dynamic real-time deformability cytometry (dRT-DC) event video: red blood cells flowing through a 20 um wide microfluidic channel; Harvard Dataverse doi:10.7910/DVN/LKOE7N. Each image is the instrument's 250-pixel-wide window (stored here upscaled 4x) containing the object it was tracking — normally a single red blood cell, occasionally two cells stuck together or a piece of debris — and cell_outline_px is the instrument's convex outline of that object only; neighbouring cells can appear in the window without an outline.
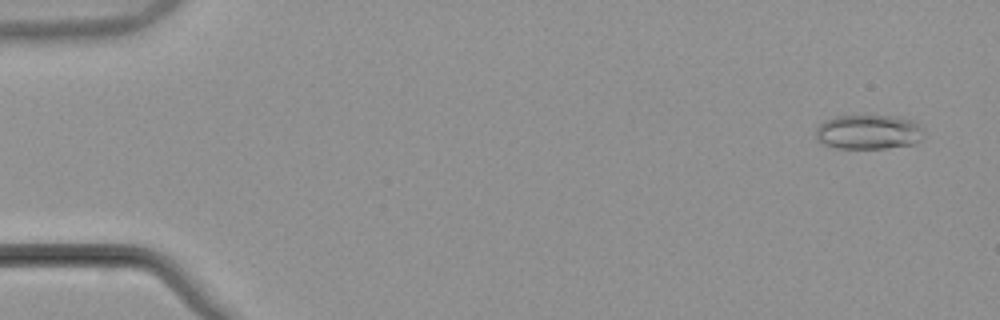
{"species": "common noctule bat (a hibernating species)", "species_latin": "Nyctalus noctula", "temperature_condition": "warm", "stored_images_in_passage": 12, "camera_frame_rate_fps": 3000, "um_per_image_px": 0.085, "animal": {"sex": "male", "body_mass_g": 21.5, "forearm_length_mm": 52.0}, "frame": {"image": 1, "passage_image": 3, "time_ms": 0.667, "image_size_px": [1000, 320], "cell_outline_px": [[924, 136], [920, 140], [912, 144], [888, 148], [836, 148], [820, 144], [816, 140], [816, 128], [824, 120], [836, 116], [900, 116], [916, 120], [924, 124]], "centroid_in_image_um": [73.87, 11.21], "position_along_channel_um": 11.1, "area_um2": 22.37}}